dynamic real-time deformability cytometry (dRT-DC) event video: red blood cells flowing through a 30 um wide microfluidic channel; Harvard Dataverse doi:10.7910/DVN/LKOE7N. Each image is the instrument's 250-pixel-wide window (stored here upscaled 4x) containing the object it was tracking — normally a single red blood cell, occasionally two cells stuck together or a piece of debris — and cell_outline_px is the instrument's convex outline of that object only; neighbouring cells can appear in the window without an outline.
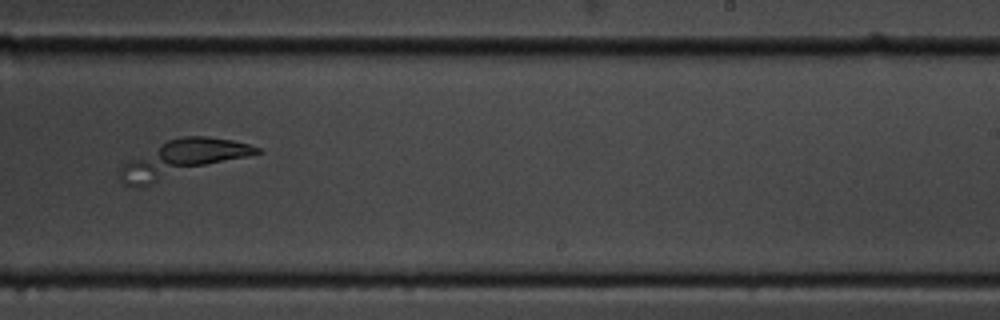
{"species": "common noctule bat (a hibernating species)", "species_latin": "Nyctalus noctula", "temperature_condition": "cold", "stored_images_in_passage": 15, "segment_of_instrument_passage": [2, 2], "camera_frame_rate_fps": 3000, "um_per_image_px": 0.085, "animal": {"sex": "male", "body_mass_g": 19.5, "forearm_length_mm": 54.6}, "frame": {"image": 1, "passage_image": 10, "time_ms": 11.333, "image_size_px": [1000, 320], "cell_outline_px": [[264, 152], [152, 184], [132, 188], [124, 184], [120, 180], [120, 168], [128, 160], [168, 140], [184, 136], [208, 136], [232, 140], [248, 144], [260, 148]], "centroid_in_image_um": [15.49, 13.5], "position_along_channel_um": 273.5, "area_um2": 29.13}}
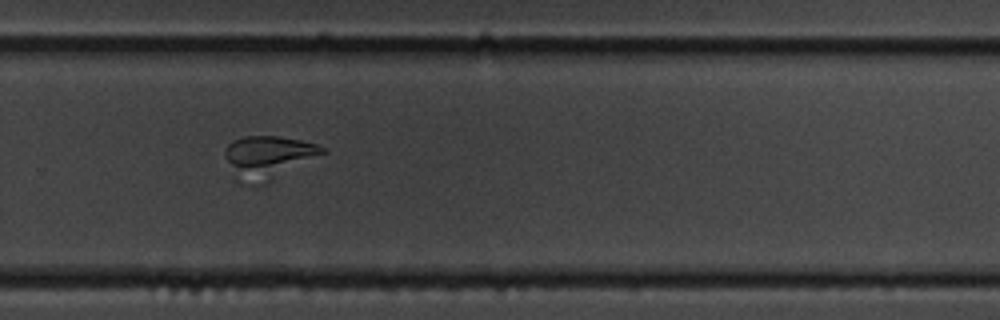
{"frame": {"image": 2, "passage_image": 11, "time_ms": 12.333, "image_size_px": [1000, 320], "cell_outline_px": [[328, 152], [260, 168], [256, 168], [232, 164], [224, 156], [224, 148], [232, 140], [244, 136], [276, 136], [300, 140], [316, 144], [324, 148]], "centroid_in_image_um": [22.82, 12.82], "position_along_channel_um": 307.0, "area_um2": 16.65}}
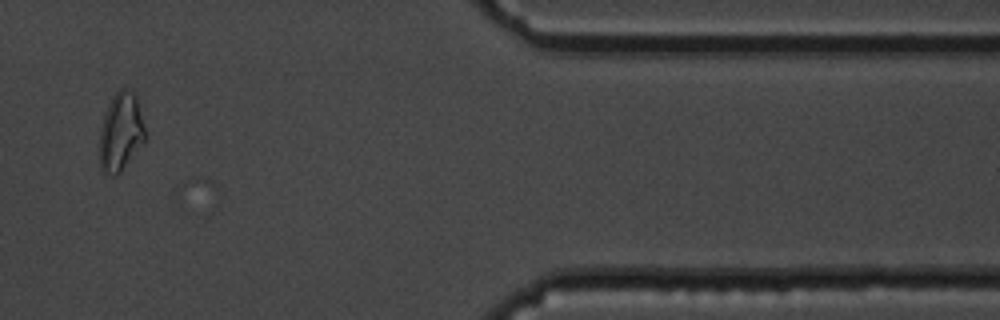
{"frame": {"image": 3, "passage_image": 14, "time_ms": 16.0, "image_size_px": [1000, 320], "cell_outline_px": [[148, 136], [120, 172], [112, 176], [104, 172], [100, 168], [96, 152], [100, 128], [108, 104], [116, 88], [124, 88], [132, 92], [136, 96]], "centroid_in_image_um": [10.22, 11.22], "position_along_channel_um": 401.2, "area_um2": 21.44}}